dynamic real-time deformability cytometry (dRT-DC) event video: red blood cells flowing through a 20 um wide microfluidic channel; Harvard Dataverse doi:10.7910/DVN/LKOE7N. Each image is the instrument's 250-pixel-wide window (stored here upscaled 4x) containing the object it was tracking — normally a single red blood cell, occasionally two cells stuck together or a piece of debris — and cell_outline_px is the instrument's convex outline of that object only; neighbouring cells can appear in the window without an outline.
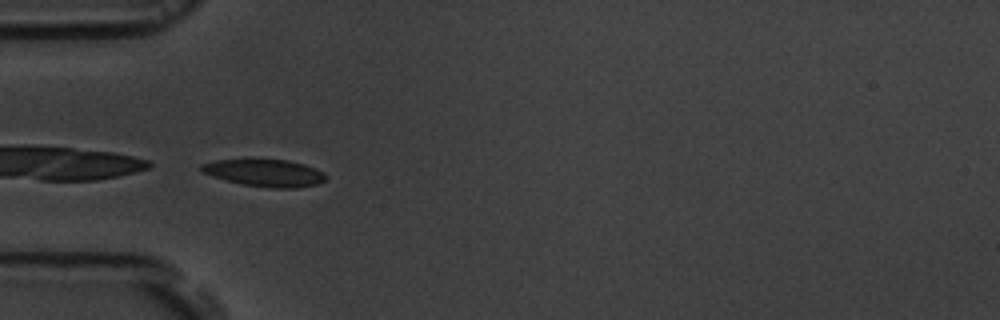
{"species": "common noctule bat (a hibernating species)", "species_latin": "Nyctalus noctula", "temperature_condition": "room temperature", "stored_images_in_passage": 7, "camera_frame_rate_fps": 3000, "um_per_image_px": 0.085, "animal": {"sex": "male", "body_mass_g": 19.5, "forearm_length_mm": 54.6}, "frame": {"image": 1, "passage_image": 6, "time_ms": 5.667, "image_size_px": [1000, 320], "cell_outline_px": [[328, 176], [324, 180], [316, 184], [296, 188], [268, 188], [244, 184], [212, 176], [200, 172], [200, 164], [216, 160], [248, 156], [288, 160], [304, 164], [316, 168], [324, 172]], "centroid_in_image_um": [22.46, 14.64], "position_along_channel_um": 62.5, "area_um2": 20.63}}
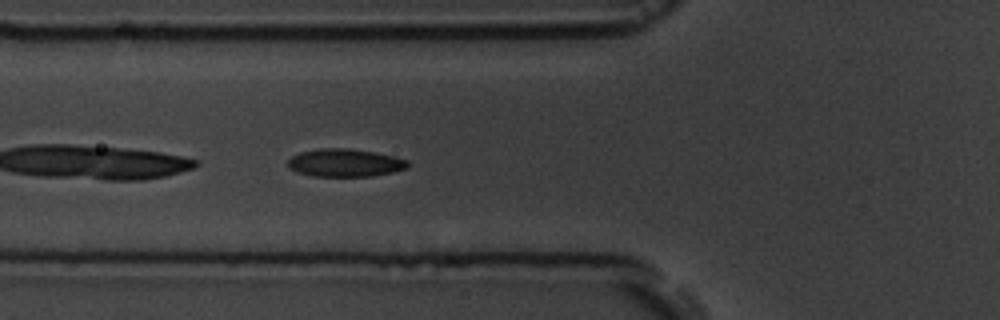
{"frame": {"image": 2, "passage_image": 7, "time_ms": 6.667, "image_size_px": [1000, 320], "cell_outline_px": [[408, 168], [392, 172], [372, 176], [312, 176], [296, 172], [288, 168], [288, 160], [292, 156], [300, 152], [320, 148], [348, 148], [376, 152], [396, 156], [408, 160]], "centroid_in_image_um": [29.33, 13.83], "position_along_channel_um": 96.5, "area_um2": 19.65}}